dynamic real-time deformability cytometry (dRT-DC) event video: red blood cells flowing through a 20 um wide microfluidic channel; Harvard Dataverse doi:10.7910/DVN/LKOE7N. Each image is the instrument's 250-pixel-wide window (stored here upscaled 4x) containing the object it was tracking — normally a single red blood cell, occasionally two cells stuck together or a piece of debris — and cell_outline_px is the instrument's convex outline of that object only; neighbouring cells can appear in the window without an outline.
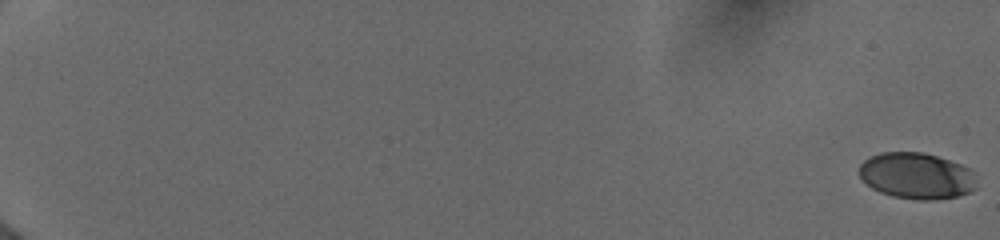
{"species": "human", "species_latin": "Homo sapiens", "temperature_condition": "cold", "stored_images_in_passage": 66, "camera_frame_rate_fps": 3000, "um_per_image_px": 0.085, "donor": {"sex": "female"}, "frame": {"image": 1, "passage_image": 1, "time_ms": 0.0, "image_size_px": [1000, 240], "cell_outline_px": [[976, 188], [968, 192], [956, 196], [928, 200], [920, 200], [892, 196], [880, 192], [872, 188], [860, 176], [860, 164], [864, 160], [880, 152], [924, 152], [960, 164], [976, 172]], "centroid_in_image_um": [77.93, 14.94], "position_along_channel_um": 7.1, "area_um2": 31.5}}
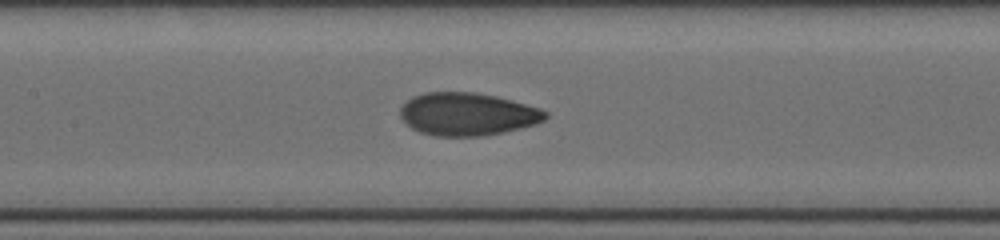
{"frame": {"image": 2, "passage_image": 36, "time_ms": 10.0, "image_size_px": [1000, 240], "cell_outline_px": [[548, 116], [544, 120], [536, 124], [504, 132], [484, 136], [436, 136], [420, 132], [412, 128], [400, 116], [400, 108], [412, 96], [424, 92], [476, 92], [496, 96], [512, 100], [540, 108], [548, 112]], "centroid_in_image_um": [39.75, 9.7], "position_along_channel_um": 167.7, "area_um2": 36.3}}
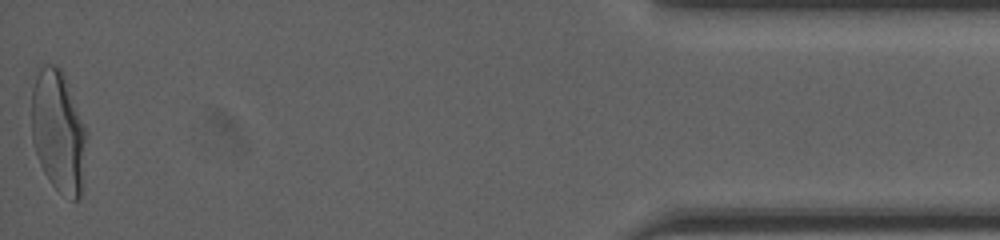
{"frame": {"image": 3, "passage_image": 65, "time_ms": 18.333, "image_size_px": [1000, 240], "cell_outline_px": [[88, 132], [80, 196], [76, 200], [72, 200], [56, 188], [52, 184], [44, 172], [40, 164], [32, 140], [32, 88], [36, 76], [40, 68], [44, 64], [56, 64], [64, 72]], "centroid_in_image_um": [4.97, 11.12], "position_along_channel_um": 430.2, "area_um2": 39.19}, "authors_computed_cell_mechanics": {"area_um2": 35.6915, "velocity_mm_per_s": 3.9814, "shape_relaxation_time_tau1_ms": 4.2597, "shape_relaxation_time_tau2_ms": null, "deformation_change_tau1": 0.162, "deformation_change_tau2": null}}